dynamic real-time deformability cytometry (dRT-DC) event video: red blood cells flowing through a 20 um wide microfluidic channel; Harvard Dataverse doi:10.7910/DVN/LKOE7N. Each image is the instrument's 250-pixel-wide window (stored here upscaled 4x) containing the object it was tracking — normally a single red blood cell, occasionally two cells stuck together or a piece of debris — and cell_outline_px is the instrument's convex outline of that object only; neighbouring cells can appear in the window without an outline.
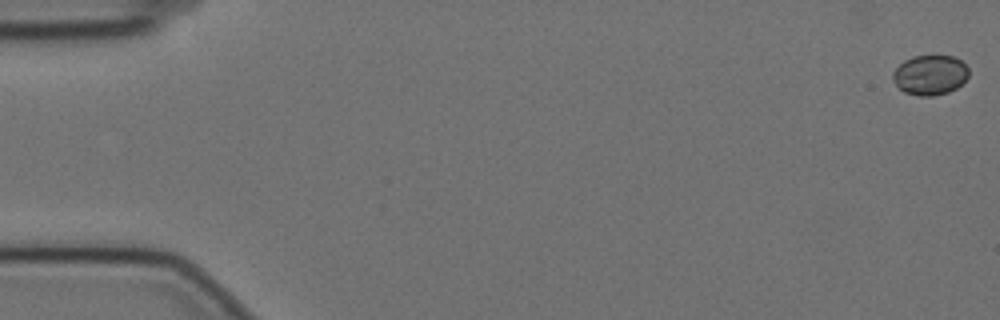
{"species": "Egyptian fruit bat (a non-hibernating species)", "species_latin": "Rousettus aegyptiacus", "temperature_condition": "cold", "stored_images_in_passage": 58, "camera_frame_rate_fps": 3000, "um_per_image_px": 0.085, "animal": {"sex": "female"}, "frame": {"image": 1, "passage_image": 1, "time_ms": 0.0, "image_size_px": [1000, 320], "cell_outline_px": [[968, 76], [956, 88], [948, 92], [932, 96], [920, 96], [904, 92], [896, 84], [892, 76], [892, 72], [904, 60], [912, 56], [952, 56], [960, 60], [968, 68]], "centroid_in_image_um": [79.04, 6.37], "position_along_channel_um": 6.0, "area_um2": 17.46}}
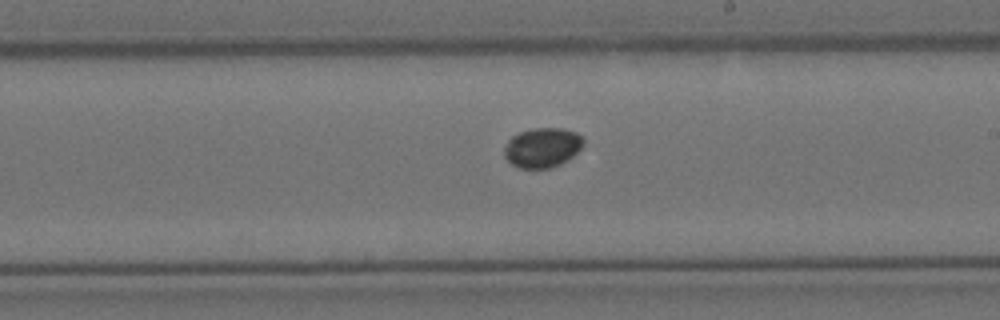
{"frame": {"image": 2, "passage_image": 34, "time_ms": 11.0, "image_size_px": [1000, 320], "cell_outline_px": [[584, 144], [568, 160], [552, 168], [520, 168], [512, 164], [504, 156], [504, 148], [508, 140], [512, 136], [520, 132], [536, 128], [564, 128], [576, 132], [584, 140]], "centroid_in_image_um": [46.1, 12.54], "position_along_channel_um": 242.9, "area_um2": 18.26}}
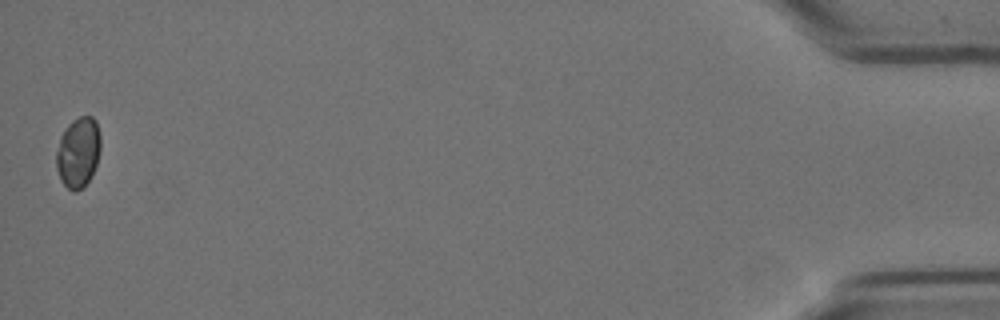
{"frame": {"image": 3, "passage_image": 58, "time_ms": 19.0, "image_size_px": [1000, 320], "cell_outline_px": [[100, 152], [96, 164], [88, 180], [76, 192], [72, 192], [60, 180], [56, 168], [56, 152], [60, 136], [68, 124], [72, 120], [80, 116], [92, 116], [96, 120], [100, 136]], "centroid_in_image_um": [6.63, 12.92], "position_along_channel_um": 428.6, "area_um2": 18.15}}